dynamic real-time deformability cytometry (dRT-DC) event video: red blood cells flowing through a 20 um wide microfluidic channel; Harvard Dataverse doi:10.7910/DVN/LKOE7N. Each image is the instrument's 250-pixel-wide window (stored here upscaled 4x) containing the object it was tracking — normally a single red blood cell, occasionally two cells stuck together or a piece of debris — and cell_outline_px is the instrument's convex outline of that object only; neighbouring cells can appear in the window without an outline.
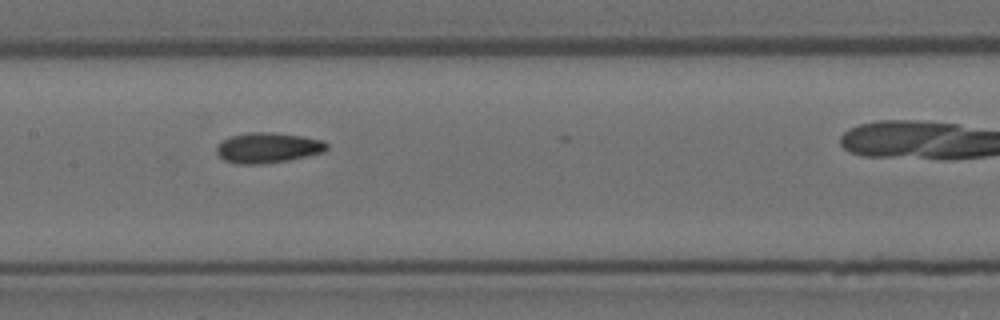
{"species": "Egyptian fruit bat (a non-hibernating species)", "species_latin": "Rousettus aegyptiacus", "temperature_condition": "room temperature", "stored_images_in_passage": 19, "camera_frame_rate_fps": 3000, "um_per_image_px": 0.085, "animal": {"sex": "female"}, "frame": {"image": 1, "passage_image": 6, "time_ms": 1.667, "image_size_px": [1000, 320], "cell_outline_px": [[328, 148], [324, 152], [288, 160], [260, 164], [236, 164], [224, 160], [216, 152], [216, 148], [228, 136], [248, 132], [272, 132], [304, 136], [324, 140], [328, 144]], "centroid_in_image_um": [22.78, 12.55], "position_along_channel_um": 184.6, "area_um2": 19.59}}
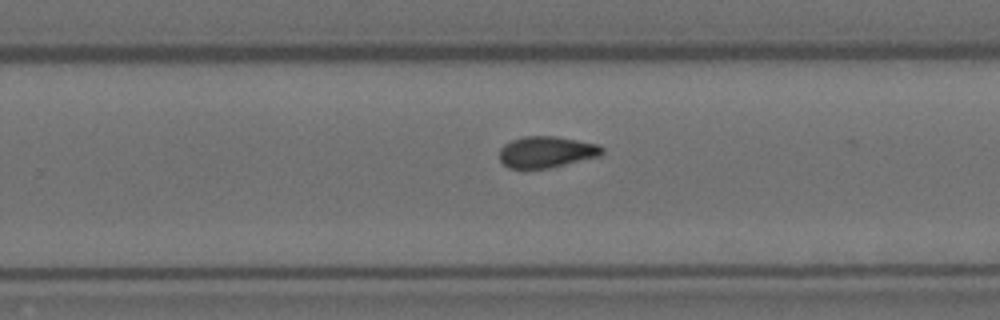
{"frame": {"image": 2, "passage_image": 14, "time_ms": 4.333, "image_size_px": [1000, 320], "cell_outline_px": [[604, 152], [600, 156], [548, 168], [524, 172], [508, 168], [500, 160], [500, 148], [504, 144], [512, 140], [524, 136], [556, 136], [600, 144], [604, 148]], "centroid_in_image_um": [46.42, 12.95], "position_along_channel_um": 283.4, "area_um2": 19.36}}
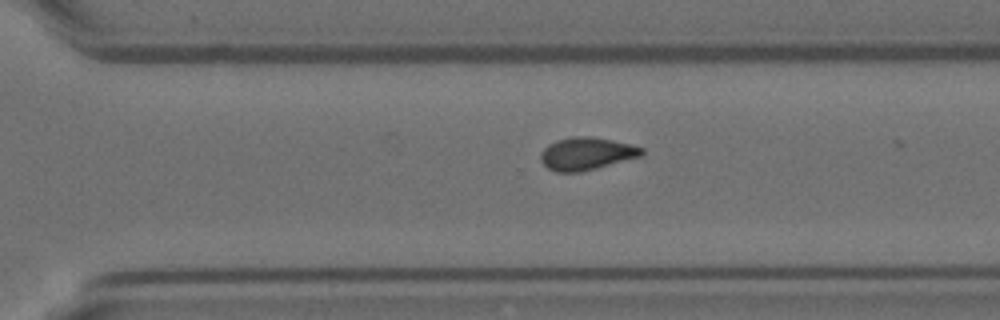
{"frame": {"image": 3, "passage_image": 17, "time_ms": 5.333, "image_size_px": [1000, 320], "cell_outline_px": [[644, 152], [640, 156], [596, 168], [580, 172], [556, 172], [548, 168], [540, 160], [540, 152], [548, 144], [556, 140], [572, 136], [592, 136], [632, 144], [644, 148]], "centroid_in_image_um": [49.83, 13.05], "position_along_channel_um": 320.8, "area_um2": 19.25}}